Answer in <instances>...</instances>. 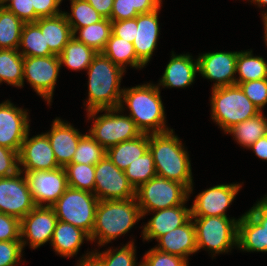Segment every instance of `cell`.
<instances>
[{
	"instance_id": "cell-1",
	"label": "cell",
	"mask_w": 267,
	"mask_h": 266,
	"mask_svg": "<svg viewBox=\"0 0 267 266\" xmlns=\"http://www.w3.org/2000/svg\"><path fill=\"white\" fill-rule=\"evenodd\" d=\"M160 93V87L152 83L125 88L122 92L119 108L124 111L125 103L130 112L128 116L142 133L156 134L172 130L165 125Z\"/></svg>"
},
{
	"instance_id": "cell-2",
	"label": "cell",
	"mask_w": 267,
	"mask_h": 266,
	"mask_svg": "<svg viewBox=\"0 0 267 266\" xmlns=\"http://www.w3.org/2000/svg\"><path fill=\"white\" fill-rule=\"evenodd\" d=\"M149 151L153 155L156 174L184 184L193 191V177L188 151L174 130L149 134Z\"/></svg>"
},
{
	"instance_id": "cell-3",
	"label": "cell",
	"mask_w": 267,
	"mask_h": 266,
	"mask_svg": "<svg viewBox=\"0 0 267 266\" xmlns=\"http://www.w3.org/2000/svg\"><path fill=\"white\" fill-rule=\"evenodd\" d=\"M88 98L85 110L119 108L124 89L120 87L125 71L102 52L97 53L87 68Z\"/></svg>"
},
{
	"instance_id": "cell-4",
	"label": "cell",
	"mask_w": 267,
	"mask_h": 266,
	"mask_svg": "<svg viewBox=\"0 0 267 266\" xmlns=\"http://www.w3.org/2000/svg\"><path fill=\"white\" fill-rule=\"evenodd\" d=\"M142 217L136 198L99 200L90 240H96L98 246H104L126 234Z\"/></svg>"
},
{
	"instance_id": "cell-5",
	"label": "cell",
	"mask_w": 267,
	"mask_h": 266,
	"mask_svg": "<svg viewBox=\"0 0 267 266\" xmlns=\"http://www.w3.org/2000/svg\"><path fill=\"white\" fill-rule=\"evenodd\" d=\"M211 94V119L224 133L260 113L239 85L215 88Z\"/></svg>"
},
{
	"instance_id": "cell-6",
	"label": "cell",
	"mask_w": 267,
	"mask_h": 266,
	"mask_svg": "<svg viewBox=\"0 0 267 266\" xmlns=\"http://www.w3.org/2000/svg\"><path fill=\"white\" fill-rule=\"evenodd\" d=\"M103 111L105 112L104 114L96 116ZM121 112L123 113L120 108L97 109L87 112L88 120L92 119L94 121L88 133L105 150L142 134L135 121L128 115L121 114Z\"/></svg>"
},
{
	"instance_id": "cell-7",
	"label": "cell",
	"mask_w": 267,
	"mask_h": 266,
	"mask_svg": "<svg viewBox=\"0 0 267 266\" xmlns=\"http://www.w3.org/2000/svg\"><path fill=\"white\" fill-rule=\"evenodd\" d=\"M192 220H194L196 230L198 251L201 248L210 250L214 257L218 253H228L237 246L238 221L240 218L230 219L228 217L210 216L192 217Z\"/></svg>"
},
{
	"instance_id": "cell-8",
	"label": "cell",
	"mask_w": 267,
	"mask_h": 266,
	"mask_svg": "<svg viewBox=\"0 0 267 266\" xmlns=\"http://www.w3.org/2000/svg\"><path fill=\"white\" fill-rule=\"evenodd\" d=\"M98 202L94 193L68 186L51 207L58 220L70 223L91 236Z\"/></svg>"
},
{
	"instance_id": "cell-9",
	"label": "cell",
	"mask_w": 267,
	"mask_h": 266,
	"mask_svg": "<svg viewBox=\"0 0 267 266\" xmlns=\"http://www.w3.org/2000/svg\"><path fill=\"white\" fill-rule=\"evenodd\" d=\"M142 216L151 211L184 205L189 189L182 183L156 175L136 190L135 196Z\"/></svg>"
},
{
	"instance_id": "cell-10",
	"label": "cell",
	"mask_w": 267,
	"mask_h": 266,
	"mask_svg": "<svg viewBox=\"0 0 267 266\" xmlns=\"http://www.w3.org/2000/svg\"><path fill=\"white\" fill-rule=\"evenodd\" d=\"M61 66L57 55L24 57L23 86L26 79L33 90L50 105Z\"/></svg>"
},
{
	"instance_id": "cell-11",
	"label": "cell",
	"mask_w": 267,
	"mask_h": 266,
	"mask_svg": "<svg viewBox=\"0 0 267 266\" xmlns=\"http://www.w3.org/2000/svg\"><path fill=\"white\" fill-rule=\"evenodd\" d=\"M94 194L99 200H127L135 198L136 190L123 170L105 155L95 165Z\"/></svg>"
},
{
	"instance_id": "cell-12",
	"label": "cell",
	"mask_w": 267,
	"mask_h": 266,
	"mask_svg": "<svg viewBox=\"0 0 267 266\" xmlns=\"http://www.w3.org/2000/svg\"><path fill=\"white\" fill-rule=\"evenodd\" d=\"M237 247L247 252H267V206L261 200L240 216Z\"/></svg>"
},
{
	"instance_id": "cell-13",
	"label": "cell",
	"mask_w": 267,
	"mask_h": 266,
	"mask_svg": "<svg viewBox=\"0 0 267 266\" xmlns=\"http://www.w3.org/2000/svg\"><path fill=\"white\" fill-rule=\"evenodd\" d=\"M22 172L0 178V212L21 220L36 204Z\"/></svg>"
},
{
	"instance_id": "cell-14",
	"label": "cell",
	"mask_w": 267,
	"mask_h": 266,
	"mask_svg": "<svg viewBox=\"0 0 267 266\" xmlns=\"http://www.w3.org/2000/svg\"><path fill=\"white\" fill-rule=\"evenodd\" d=\"M24 174L36 206L51 207L68 187L64 167L53 170L27 171Z\"/></svg>"
},
{
	"instance_id": "cell-15",
	"label": "cell",
	"mask_w": 267,
	"mask_h": 266,
	"mask_svg": "<svg viewBox=\"0 0 267 266\" xmlns=\"http://www.w3.org/2000/svg\"><path fill=\"white\" fill-rule=\"evenodd\" d=\"M58 222L52 207L36 206L20 220V240L22 247L29 243L31 249L51 243ZM25 237V238H24Z\"/></svg>"
},
{
	"instance_id": "cell-16",
	"label": "cell",
	"mask_w": 267,
	"mask_h": 266,
	"mask_svg": "<svg viewBox=\"0 0 267 266\" xmlns=\"http://www.w3.org/2000/svg\"><path fill=\"white\" fill-rule=\"evenodd\" d=\"M28 130L18 153L19 169L24 174L27 171L53 170L58 165L46 133L29 138ZM21 166H23L21 168Z\"/></svg>"
},
{
	"instance_id": "cell-17",
	"label": "cell",
	"mask_w": 267,
	"mask_h": 266,
	"mask_svg": "<svg viewBox=\"0 0 267 266\" xmlns=\"http://www.w3.org/2000/svg\"><path fill=\"white\" fill-rule=\"evenodd\" d=\"M237 55V51L199 54L198 73L205 79L215 81L212 89L235 85Z\"/></svg>"
},
{
	"instance_id": "cell-18",
	"label": "cell",
	"mask_w": 267,
	"mask_h": 266,
	"mask_svg": "<svg viewBox=\"0 0 267 266\" xmlns=\"http://www.w3.org/2000/svg\"><path fill=\"white\" fill-rule=\"evenodd\" d=\"M29 122L27 110L14 106L10 100L0 103V146L19 153Z\"/></svg>"
},
{
	"instance_id": "cell-19",
	"label": "cell",
	"mask_w": 267,
	"mask_h": 266,
	"mask_svg": "<svg viewBox=\"0 0 267 266\" xmlns=\"http://www.w3.org/2000/svg\"><path fill=\"white\" fill-rule=\"evenodd\" d=\"M241 184H220L199 193L191 206V217H227L226 209L238 194Z\"/></svg>"
},
{
	"instance_id": "cell-20",
	"label": "cell",
	"mask_w": 267,
	"mask_h": 266,
	"mask_svg": "<svg viewBox=\"0 0 267 266\" xmlns=\"http://www.w3.org/2000/svg\"><path fill=\"white\" fill-rule=\"evenodd\" d=\"M60 167L72 162L79 140L85 135L70 123L60 118L54 119L51 130L46 133Z\"/></svg>"
},
{
	"instance_id": "cell-21",
	"label": "cell",
	"mask_w": 267,
	"mask_h": 266,
	"mask_svg": "<svg viewBox=\"0 0 267 266\" xmlns=\"http://www.w3.org/2000/svg\"><path fill=\"white\" fill-rule=\"evenodd\" d=\"M186 205H178L156 211H151L155 215L149 219L143 227V240L158 239L173 229L185 224L191 218V208Z\"/></svg>"
},
{
	"instance_id": "cell-22",
	"label": "cell",
	"mask_w": 267,
	"mask_h": 266,
	"mask_svg": "<svg viewBox=\"0 0 267 266\" xmlns=\"http://www.w3.org/2000/svg\"><path fill=\"white\" fill-rule=\"evenodd\" d=\"M161 7L153 12L137 16V28L133 46L137 58L146 66L151 60L157 46L160 33L158 13Z\"/></svg>"
},
{
	"instance_id": "cell-23",
	"label": "cell",
	"mask_w": 267,
	"mask_h": 266,
	"mask_svg": "<svg viewBox=\"0 0 267 266\" xmlns=\"http://www.w3.org/2000/svg\"><path fill=\"white\" fill-rule=\"evenodd\" d=\"M154 248L169 254L180 256L188 261L191 254L198 252L196 230L192 217L183 225L173 229L157 239Z\"/></svg>"
},
{
	"instance_id": "cell-24",
	"label": "cell",
	"mask_w": 267,
	"mask_h": 266,
	"mask_svg": "<svg viewBox=\"0 0 267 266\" xmlns=\"http://www.w3.org/2000/svg\"><path fill=\"white\" fill-rule=\"evenodd\" d=\"M196 73H198L197 59L194 60L190 54L176 55L172 51L158 87L186 88L195 81Z\"/></svg>"
},
{
	"instance_id": "cell-25",
	"label": "cell",
	"mask_w": 267,
	"mask_h": 266,
	"mask_svg": "<svg viewBox=\"0 0 267 266\" xmlns=\"http://www.w3.org/2000/svg\"><path fill=\"white\" fill-rule=\"evenodd\" d=\"M84 240L91 242L90 236L85 231L58 220L50 244L61 257H73L78 254Z\"/></svg>"
},
{
	"instance_id": "cell-26",
	"label": "cell",
	"mask_w": 267,
	"mask_h": 266,
	"mask_svg": "<svg viewBox=\"0 0 267 266\" xmlns=\"http://www.w3.org/2000/svg\"><path fill=\"white\" fill-rule=\"evenodd\" d=\"M36 23L39 25L50 51L59 56L73 37L71 26L65 15L62 13L54 17L39 18Z\"/></svg>"
},
{
	"instance_id": "cell-27",
	"label": "cell",
	"mask_w": 267,
	"mask_h": 266,
	"mask_svg": "<svg viewBox=\"0 0 267 266\" xmlns=\"http://www.w3.org/2000/svg\"><path fill=\"white\" fill-rule=\"evenodd\" d=\"M149 150V134L123 141L106 149V156L120 170H125L129 164L143 156Z\"/></svg>"
},
{
	"instance_id": "cell-28",
	"label": "cell",
	"mask_w": 267,
	"mask_h": 266,
	"mask_svg": "<svg viewBox=\"0 0 267 266\" xmlns=\"http://www.w3.org/2000/svg\"><path fill=\"white\" fill-rule=\"evenodd\" d=\"M225 133L232 134L238 144L248 148L267 134V117L260 112L250 119L235 124Z\"/></svg>"
},
{
	"instance_id": "cell-29",
	"label": "cell",
	"mask_w": 267,
	"mask_h": 266,
	"mask_svg": "<svg viewBox=\"0 0 267 266\" xmlns=\"http://www.w3.org/2000/svg\"><path fill=\"white\" fill-rule=\"evenodd\" d=\"M102 53L114 64L124 70L127 65L133 68H143L145 65L137 58L133 43L111 34Z\"/></svg>"
},
{
	"instance_id": "cell-30",
	"label": "cell",
	"mask_w": 267,
	"mask_h": 266,
	"mask_svg": "<svg viewBox=\"0 0 267 266\" xmlns=\"http://www.w3.org/2000/svg\"><path fill=\"white\" fill-rule=\"evenodd\" d=\"M18 50L23 57H46L54 55L50 51L48 44H46L44 35L36 22L24 24Z\"/></svg>"
},
{
	"instance_id": "cell-31",
	"label": "cell",
	"mask_w": 267,
	"mask_h": 266,
	"mask_svg": "<svg viewBox=\"0 0 267 266\" xmlns=\"http://www.w3.org/2000/svg\"><path fill=\"white\" fill-rule=\"evenodd\" d=\"M97 52L72 37L59 55L61 65L74 71L87 70Z\"/></svg>"
},
{
	"instance_id": "cell-32",
	"label": "cell",
	"mask_w": 267,
	"mask_h": 266,
	"mask_svg": "<svg viewBox=\"0 0 267 266\" xmlns=\"http://www.w3.org/2000/svg\"><path fill=\"white\" fill-rule=\"evenodd\" d=\"M236 85L252 80L267 78V62L263 57L254 56L252 50L239 51L236 62Z\"/></svg>"
},
{
	"instance_id": "cell-33",
	"label": "cell",
	"mask_w": 267,
	"mask_h": 266,
	"mask_svg": "<svg viewBox=\"0 0 267 266\" xmlns=\"http://www.w3.org/2000/svg\"><path fill=\"white\" fill-rule=\"evenodd\" d=\"M24 57L18 49H0V84L23 87Z\"/></svg>"
},
{
	"instance_id": "cell-34",
	"label": "cell",
	"mask_w": 267,
	"mask_h": 266,
	"mask_svg": "<svg viewBox=\"0 0 267 266\" xmlns=\"http://www.w3.org/2000/svg\"><path fill=\"white\" fill-rule=\"evenodd\" d=\"M77 33H79L78 36L76 35ZM111 34L112 21L104 18L100 22L78 28L73 33V37L99 53L104 50Z\"/></svg>"
},
{
	"instance_id": "cell-35",
	"label": "cell",
	"mask_w": 267,
	"mask_h": 266,
	"mask_svg": "<svg viewBox=\"0 0 267 266\" xmlns=\"http://www.w3.org/2000/svg\"><path fill=\"white\" fill-rule=\"evenodd\" d=\"M24 24L5 7L0 11V49H18Z\"/></svg>"
},
{
	"instance_id": "cell-36",
	"label": "cell",
	"mask_w": 267,
	"mask_h": 266,
	"mask_svg": "<svg viewBox=\"0 0 267 266\" xmlns=\"http://www.w3.org/2000/svg\"><path fill=\"white\" fill-rule=\"evenodd\" d=\"M71 13L64 12L67 22L74 33L78 28L100 22L104 19L87 1L70 0Z\"/></svg>"
},
{
	"instance_id": "cell-37",
	"label": "cell",
	"mask_w": 267,
	"mask_h": 266,
	"mask_svg": "<svg viewBox=\"0 0 267 266\" xmlns=\"http://www.w3.org/2000/svg\"><path fill=\"white\" fill-rule=\"evenodd\" d=\"M125 176L135 190L154 178L156 174L152 153L148 150L124 170Z\"/></svg>"
},
{
	"instance_id": "cell-38",
	"label": "cell",
	"mask_w": 267,
	"mask_h": 266,
	"mask_svg": "<svg viewBox=\"0 0 267 266\" xmlns=\"http://www.w3.org/2000/svg\"><path fill=\"white\" fill-rule=\"evenodd\" d=\"M64 168L69 187L94 193L95 165L68 163Z\"/></svg>"
},
{
	"instance_id": "cell-39",
	"label": "cell",
	"mask_w": 267,
	"mask_h": 266,
	"mask_svg": "<svg viewBox=\"0 0 267 266\" xmlns=\"http://www.w3.org/2000/svg\"><path fill=\"white\" fill-rule=\"evenodd\" d=\"M134 242L130 241L120 249H107L102 253L97 250L93 254L101 261L103 266H140L136 263V246Z\"/></svg>"
},
{
	"instance_id": "cell-40",
	"label": "cell",
	"mask_w": 267,
	"mask_h": 266,
	"mask_svg": "<svg viewBox=\"0 0 267 266\" xmlns=\"http://www.w3.org/2000/svg\"><path fill=\"white\" fill-rule=\"evenodd\" d=\"M105 155L106 150L88 133L79 140L71 163L96 165Z\"/></svg>"
},
{
	"instance_id": "cell-41",
	"label": "cell",
	"mask_w": 267,
	"mask_h": 266,
	"mask_svg": "<svg viewBox=\"0 0 267 266\" xmlns=\"http://www.w3.org/2000/svg\"><path fill=\"white\" fill-rule=\"evenodd\" d=\"M141 261L142 266H188V261L180 256L151 248Z\"/></svg>"
},
{
	"instance_id": "cell-42",
	"label": "cell",
	"mask_w": 267,
	"mask_h": 266,
	"mask_svg": "<svg viewBox=\"0 0 267 266\" xmlns=\"http://www.w3.org/2000/svg\"><path fill=\"white\" fill-rule=\"evenodd\" d=\"M239 86L250 101L262 112L263 107L267 104V78L240 83Z\"/></svg>"
},
{
	"instance_id": "cell-43",
	"label": "cell",
	"mask_w": 267,
	"mask_h": 266,
	"mask_svg": "<svg viewBox=\"0 0 267 266\" xmlns=\"http://www.w3.org/2000/svg\"><path fill=\"white\" fill-rule=\"evenodd\" d=\"M21 240L0 241V266H16L23 252Z\"/></svg>"
},
{
	"instance_id": "cell-44",
	"label": "cell",
	"mask_w": 267,
	"mask_h": 266,
	"mask_svg": "<svg viewBox=\"0 0 267 266\" xmlns=\"http://www.w3.org/2000/svg\"><path fill=\"white\" fill-rule=\"evenodd\" d=\"M0 2L8 11L14 13L24 23L35 22L32 0H0Z\"/></svg>"
},
{
	"instance_id": "cell-45",
	"label": "cell",
	"mask_w": 267,
	"mask_h": 266,
	"mask_svg": "<svg viewBox=\"0 0 267 266\" xmlns=\"http://www.w3.org/2000/svg\"><path fill=\"white\" fill-rule=\"evenodd\" d=\"M19 171L18 152L0 146V178L12 176Z\"/></svg>"
},
{
	"instance_id": "cell-46",
	"label": "cell",
	"mask_w": 267,
	"mask_h": 266,
	"mask_svg": "<svg viewBox=\"0 0 267 266\" xmlns=\"http://www.w3.org/2000/svg\"><path fill=\"white\" fill-rule=\"evenodd\" d=\"M20 220L0 212V241L20 240Z\"/></svg>"
},
{
	"instance_id": "cell-47",
	"label": "cell",
	"mask_w": 267,
	"mask_h": 266,
	"mask_svg": "<svg viewBox=\"0 0 267 266\" xmlns=\"http://www.w3.org/2000/svg\"><path fill=\"white\" fill-rule=\"evenodd\" d=\"M63 0H32L35 11V22L39 18L54 17L62 14L59 6Z\"/></svg>"
},
{
	"instance_id": "cell-48",
	"label": "cell",
	"mask_w": 267,
	"mask_h": 266,
	"mask_svg": "<svg viewBox=\"0 0 267 266\" xmlns=\"http://www.w3.org/2000/svg\"><path fill=\"white\" fill-rule=\"evenodd\" d=\"M137 28V16L133 19L112 21V34L130 43L135 39Z\"/></svg>"
},
{
	"instance_id": "cell-49",
	"label": "cell",
	"mask_w": 267,
	"mask_h": 266,
	"mask_svg": "<svg viewBox=\"0 0 267 266\" xmlns=\"http://www.w3.org/2000/svg\"><path fill=\"white\" fill-rule=\"evenodd\" d=\"M138 15L136 11H131L130 0H114L110 20L121 21L133 19Z\"/></svg>"
},
{
	"instance_id": "cell-50",
	"label": "cell",
	"mask_w": 267,
	"mask_h": 266,
	"mask_svg": "<svg viewBox=\"0 0 267 266\" xmlns=\"http://www.w3.org/2000/svg\"><path fill=\"white\" fill-rule=\"evenodd\" d=\"M131 11H136L138 14H145L159 9L162 5V0H130Z\"/></svg>"
},
{
	"instance_id": "cell-51",
	"label": "cell",
	"mask_w": 267,
	"mask_h": 266,
	"mask_svg": "<svg viewBox=\"0 0 267 266\" xmlns=\"http://www.w3.org/2000/svg\"><path fill=\"white\" fill-rule=\"evenodd\" d=\"M85 1H87L102 17L110 19L114 0H85Z\"/></svg>"
},
{
	"instance_id": "cell-52",
	"label": "cell",
	"mask_w": 267,
	"mask_h": 266,
	"mask_svg": "<svg viewBox=\"0 0 267 266\" xmlns=\"http://www.w3.org/2000/svg\"><path fill=\"white\" fill-rule=\"evenodd\" d=\"M247 149H252L256 156L262 160H267V134L259 138Z\"/></svg>"
},
{
	"instance_id": "cell-53",
	"label": "cell",
	"mask_w": 267,
	"mask_h": 266,
	"mask_svg": "<svg viewBox=\"0 0 267 266\" xmlns=\"http://www.w3.org/2000/svg\"><path fill=\"white\" fill-rule=\"evenodd\" d=\"M79 260L77 266H103L101 261L93 254V251L84 254Z\"/></svg>"
},
{
	"instance_id": "cell-54",
	"label": "cell",
	"mask_w": 267,
	"mask_h": 266,
	"mask_svg": "<svg viewBox=\"0 0 267 266\" xmlns=\"http://www.w3.org/2000/svg\"><path fill=\"white\" fill-rule=\"evenodd\" d=\"M250 2L254 3L255 5H257L259 8L263 7V6H267V0H249ZM257 3V4H256ZM262 18L266 19L267 18V12H264L262 14Z\"/></svg>"
},
{
	"instance_id": "cell-55",
	"label": "cell",
	"mask_w": 267,
	"mask_h": 266,
	"mask_svg": "<svg viewBox=\"0 0 267 266\" xmlns=\"http://www.w3.org/2000/svg\"><path fill=\"white\" fill-rule=\"evenodd\" d=\"M263 24H264V40H265V45L267 46V18L263 19Z\"/></svg>"
},
{
	"instance_id": "cell-56",
	"label": "cell",
	"mask_w": 267,
	"mask_h": 266,
	"mask_svg": "<svg viewBox=\"0 0 267 266\" xmlns=\"http://www.w3.org/2000/svg\"><path fill=\"white\" fill-rule=\"evenodd\" d=\"M261 201L267 206V199L265 197H263Z\"/></svg>"
},
{
	"instance_id": "cell-57",
	"label": "cell",
	"mask_w": 267,
	"mask_h": 266,
	"mask_svg": "<svg viewBox=\"0 0 267 266\" xmlns=\"http://www.w3.org/2000/svg\"><path fill=\"white\" fill-rule=\"evenodd\" d=\"M4 8V5L0 3V11Z\"/></svg>"
}]
</instances>
